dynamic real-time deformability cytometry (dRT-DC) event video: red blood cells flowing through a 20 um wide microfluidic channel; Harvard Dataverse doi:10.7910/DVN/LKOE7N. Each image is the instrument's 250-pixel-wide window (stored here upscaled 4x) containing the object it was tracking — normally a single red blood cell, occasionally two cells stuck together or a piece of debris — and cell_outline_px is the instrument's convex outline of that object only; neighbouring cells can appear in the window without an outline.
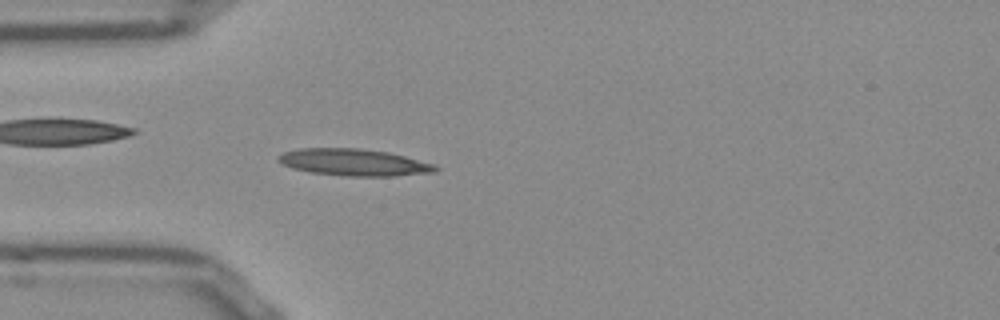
{"species": "Egyptian fruit bat (a non-hibernating species)", "species_latin": "Rousettus aegyptiacus", "temperature_condition": "room temperature", "stored_images_in_passage": 51, "camera_frame_rate_fps": 3000, "um_per_image_px": 0.085, "frame": {"image": 1, "passage_image": 13, "time_ms": 4.0, "image_size_px": [1000, 320], "cell_outline_px": [[440, 168], [436, 172], [396, 176], [348, 176], [312, 172], [292, 168], [276, 160], [284, 152], [300, 148], [360, 148], [388, 152], [436, 164]], "centroid_in_image_um": [30.15, 13.8], "position_along_channel_um": 54.9, "area_um2": 24.57}}
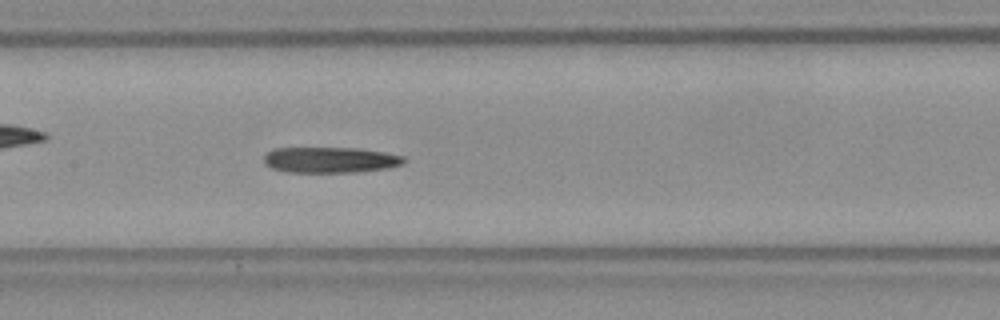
{"frame": {"image": 2, "passage_image": 23, "time_ms": 7.333, "image_size_px": [1000, 320], "cell_outline_px": [[408, 160], [404, 164], [388, 168], [352, 172], [288, 172], [272, 168], [264, 164], [264, 156], [272, 148], [356, 148], [384, 152], [404, 156]], "centroid_in_image_um": [28.09, 13.59], "position_along_channel_um": 179.3, "area_um2": 21.1}}
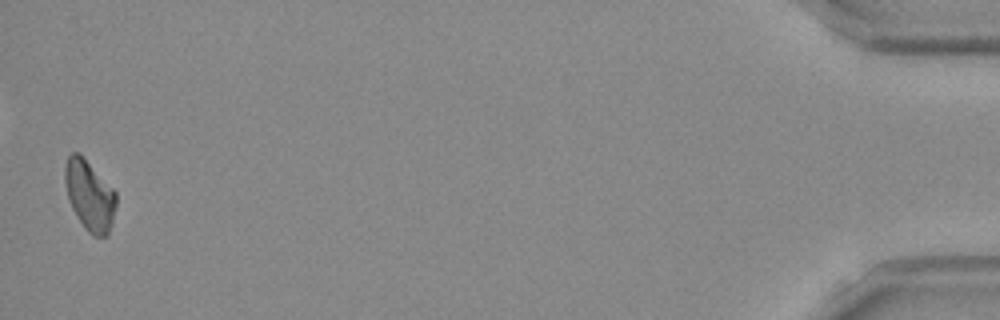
{"frame": {"image": 3, "passage_image": 50, "time_ms": 16.333, "image_size_px": [1000, 320], "cell_outline_px": [[116, 204], [112, 224], [108, 236], [92, 236], [88, 232], [72, 208], [68, 200], [64, 180], [64, 164], [68, 156], [72, 152], [80, 152], [116, 192]], "centroid_in_image_um": [7.6, 16.58], "position_along_channel_um": 427.6, "area_um2": 21.1}}